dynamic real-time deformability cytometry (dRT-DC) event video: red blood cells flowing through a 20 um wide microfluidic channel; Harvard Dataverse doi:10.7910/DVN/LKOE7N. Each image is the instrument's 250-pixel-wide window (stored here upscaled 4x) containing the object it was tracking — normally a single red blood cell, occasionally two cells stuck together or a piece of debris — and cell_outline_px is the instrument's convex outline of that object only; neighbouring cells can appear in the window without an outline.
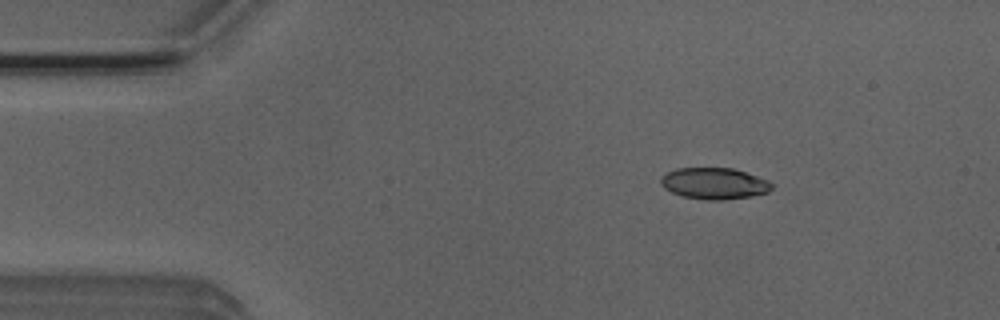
{"species": "Egyptian fruit bat (a non-hibernating species)", "species_latin": "Rousettus aegyptiacus", "temperature_condition": "room temperature", "stored_images_in_passage": 4, "camera_frame_rate_fps": 3000, "um_per_image_px": 0.085, "animal": {"sex": "male"}, "frame": {"image": 1, "passage_image": 2, "time_ms": 0.333, "image_size_px": [1000, 320], "cell_outline_px": [[776, 184], [768, 192], [752, 196], [724, 200], [708, 200], [684, 196], [672, 192], [664, 188], [660, 184], [660, 180], [668, 172], [676, 168], [732, 168], [768, 180]], "centroid_in_image_um": [60.74, 15.6], "position_along_channel_um": 24.3, "area_um2": 20.23}}
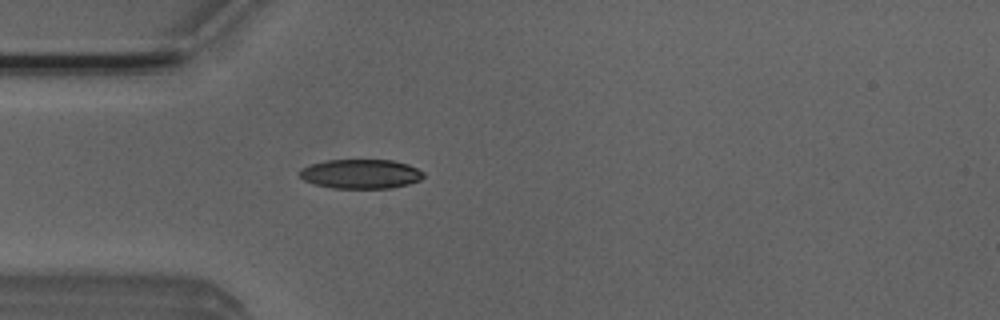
{"frame": {"image": 2, "passage_image": 4, "time_ms": 1.0, "image_size_px": [1000, 320], "cell_outline_px": [[424, 176], [420, 180], [408, 184], [392, 188], [332, 188], [316, 184], [304, 180], [300, 176], [300, 168], [312, 164], [328, 160], [392, 160], [408, 164], [424, 172]], "centroid_in_image_um": [30.69, 14.78], "position_along_channel_um": 54.3, "area_um2": 21.1}}